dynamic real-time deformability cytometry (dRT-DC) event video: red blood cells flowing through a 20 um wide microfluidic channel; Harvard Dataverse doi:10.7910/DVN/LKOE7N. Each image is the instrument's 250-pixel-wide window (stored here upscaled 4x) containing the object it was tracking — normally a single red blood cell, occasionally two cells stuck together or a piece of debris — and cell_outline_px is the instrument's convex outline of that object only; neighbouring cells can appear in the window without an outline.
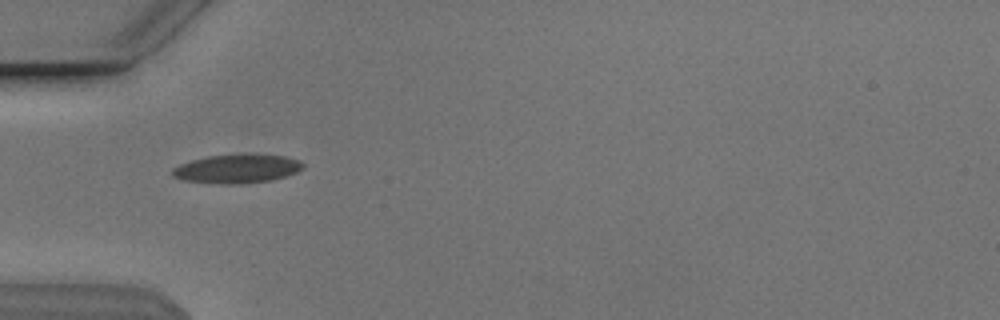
{"species": "Egyptian fruit bat (a non-hibernating species)", "species_latin": "Rousettus aegyptiacus", "temperature_condition": "cold", "stored_images_in_passage": 4, "camera_frame_rate_fps": 3000, "um_per_image_px": 0.085, "animal": {"sex": "male"}, "frame": {"image": 1, "passage_image": 1, "time_ms": 0.0, "image_size_px": [1000, 320], "cell_outline_px": [[304, 168], [296, 172], [284, 176], [268, 180], [236, 184], [220, 184], [184, 180], [172, 176], [172, 168], [180, 164], [192, 160], [208, 156], [252, 152], [288, 156], [300, 160], [304, 164]], "centroid_in_image_um": [20.18, 14.3], "position_along_channel_um": 64.8, "area_um2": 22.31}}